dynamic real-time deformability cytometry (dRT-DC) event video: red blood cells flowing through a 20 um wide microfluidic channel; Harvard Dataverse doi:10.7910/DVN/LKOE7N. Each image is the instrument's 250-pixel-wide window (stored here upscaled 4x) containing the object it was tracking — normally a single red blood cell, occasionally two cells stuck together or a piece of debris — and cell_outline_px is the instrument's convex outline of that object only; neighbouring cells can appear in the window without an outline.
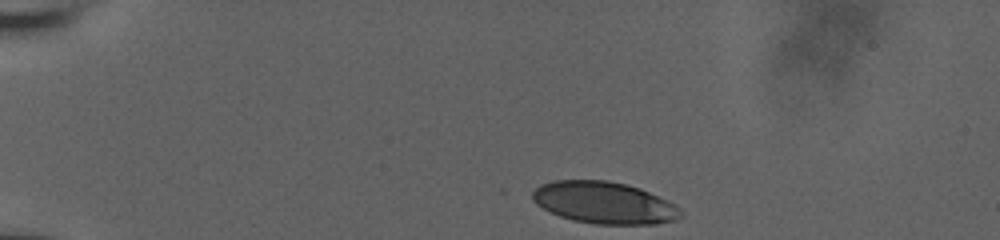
{"species": "human", "species_latin": "Homo sapiens", "temperature_condition": "room temperature", "stored_images_in_passage": 7, "camera_frame_rate_fps": 3000, "um_per_image_px": 0.085, "donor": {"sex": "male"}, "frame": {"image": 1, "passage_image": 1, "time_ms": 0.0, "image_size_px": [1000, 240], "cell_outline_px": [[684, 216], [676, 220], [656, 224], [596, 224], [572, 220], [560, 216], [536, 204], [532, 200], [532, 192], [540, 184], [556, 180], [608, 180], [640, 188], [668, 200], [680, 208], [684, 212]], "centroid_in_image_um": [51.39, 17.23], "position_along_channel_um": 33.6, "area_um2": 36.36}}
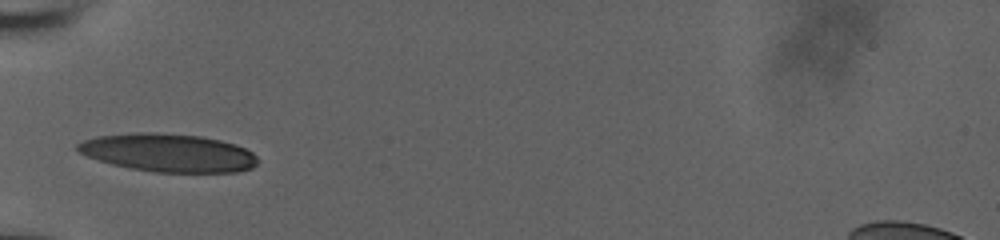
{"frame": {"image": 2, "passage_image": 5, "time_ms": 1.333, "image_size_px": [1000, 240], "cell_outline_px": [[260, 160], [252, 168], [236, 172], [156, 172], [132, 168], [112, 164], [88, 156], [80, 152], [76, 148], [76, 144], [84, 140], [96, 136], [136, 132], [156, 132], [200, 136], [220, 140], [236, 144], [252, 152]], "centroid_in_image_um": [14.33, 12.98], "position_along_channel_um": 70.7, "area_um2": 39.94}}